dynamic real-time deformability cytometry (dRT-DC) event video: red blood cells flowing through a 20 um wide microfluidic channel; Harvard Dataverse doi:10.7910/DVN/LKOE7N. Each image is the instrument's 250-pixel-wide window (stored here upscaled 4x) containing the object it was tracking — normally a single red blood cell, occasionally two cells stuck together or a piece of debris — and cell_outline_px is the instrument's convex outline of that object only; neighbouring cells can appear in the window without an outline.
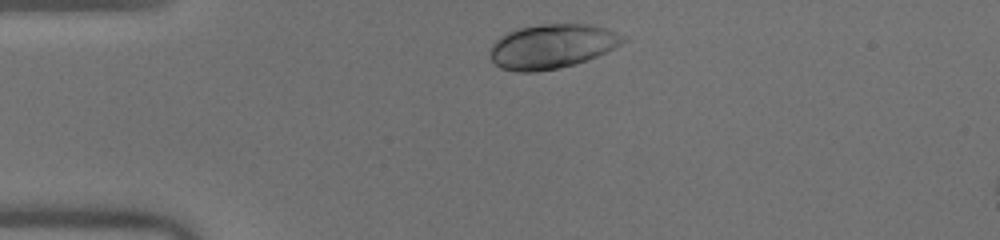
{"species": "human", "species_latin": "Homo sapiens", "temperature_condition": "warm", "stored_images_in_passage": 31, "camera_frame_rate_fps": 3000, "um_per_image_px": 0.085, "donor": {"sex": "male"}, "frame": {"image": 1, "passage_image": 2, "time_ms": 0.333, "image_size_px": [1000, 240], "cell_outline_px": [[628, 40], [596, 56], [560, 68], [536, 72], [516, 72], [500, 68], [488, 56], [488, 52], [492, 44], [500, 36], [516, 28], [540, 24], [588, 24], [608, 28], [628, 36]], "centroid_in_image_um": [46.89, 3.93], "position_along_channel_um": 38.1, "area_um2": 34.62}}
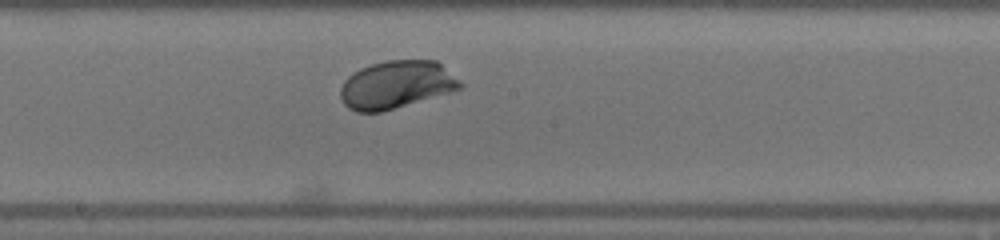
{"frame": {"image": 2, "passage_image": 18, "time_ms": 5.667, "image_size_px": [1000, 240], "cell_outline_px": [[464, 88], [380, 112], [356, 112], [348, 108], [344, 104], [340, 96], [340, 88], [344, 80], [348, 76], [360, 68], [372, 64], [388, 60], [436, 60], [460, 80], [464, 84]], "centroid_in_image_um": [33.69, 7.19], "position_along_channel_um": 214.5, "area_um2": 33.29}}
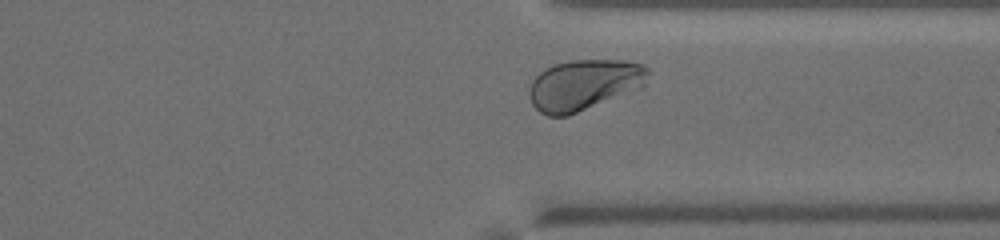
{"frame": {"image": 3, "passage_image": 29, "time_ms": 9.333, "image_size_px": [1000, 240], "cell_outline_px": [[648, 76], [644, 84], [640, 88], [568, 116], [548, 116], [540, 112], [532, 104], [528, 96], [528, 88], [532, 80], [544, 68], [556, 64], [572, 60], [624, 60], [644, 64], [648, 68]], "centroid_in_image_um": [49.62, 7.21], "position_along_channel_um": 361.8, "area_um2": 35.2}, "authors_computed_cell_mechanics": {"area_um2": 33.235, "velocity_mm_per_s": 4.0044, "shape_relaxation_time_tau1_ms": 1.5523, "shape_relaxation_time_tau2_ms": null, "deformation_change_tau1": 0.1183, "deformation_change_tau2": null}}